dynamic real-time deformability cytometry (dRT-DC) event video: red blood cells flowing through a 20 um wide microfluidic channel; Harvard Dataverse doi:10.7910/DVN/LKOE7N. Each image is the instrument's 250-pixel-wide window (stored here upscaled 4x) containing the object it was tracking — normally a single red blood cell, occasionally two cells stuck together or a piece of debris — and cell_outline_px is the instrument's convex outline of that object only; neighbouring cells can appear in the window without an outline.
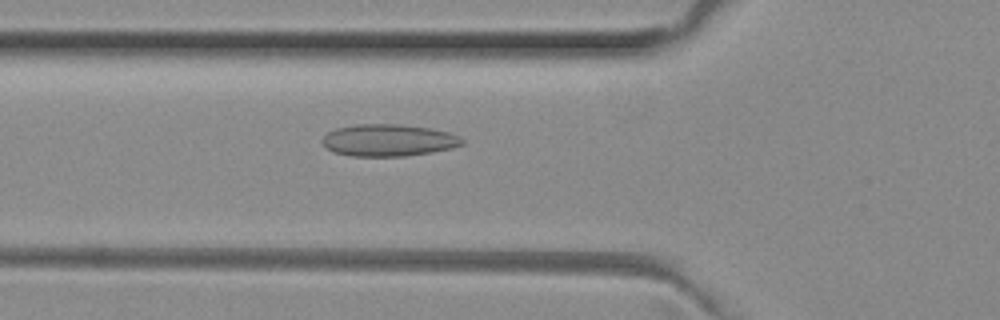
{"species": "common noctule bat (a hibernating species)", "species_latin": "Nyctalus noctula", "temperature_condition": "room temperature", "stored_images_in_passage": 39, "camera_frame_rate_fps": 3000, "um_per_image_px": 0.085, "animal": {"sex": "female", "body_mass_g": 29.2, "forearm_length_mm": 56.3}, "frame": {"image": 1, "passage_image": 9, "time_ms": 2.667, "image_size_px": [1000, 320], "cell_outline_px": [[464, 144], [452, 148], [432, 152], [404, 156], [352, 156], [332, 152], [320, 140], [328, 132], [336, 128], [356, 124], [400, 124], [432, 128], [448, 132], [460, 136], [464, 140]], "centroid_in_image_um": [33.04, 11.91], "position_along_channel_um": 92.8, "area_um2": 26.24}}
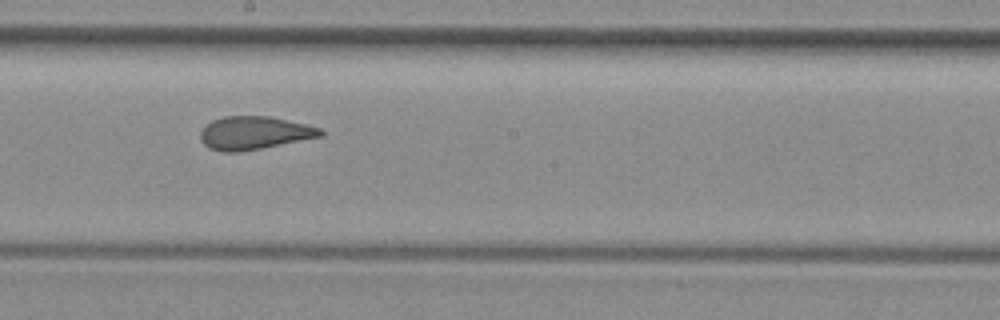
{"frame": {"image": 2, "passage_image": 19, "time_ms": 6.0, "image_size_px": [1000, 320], "cell_outline_px": [[324, 136], [260, 148], [236, 152], [220, 152], [208, 148], [200, 140], [200, 132], [212, 120], [224, 116], [268, 116], [304, 124], [320, 128], [324, 132]], "centroid_in_image_um": [21.58, 11.3], "position_along_channel_um": 226.6, "area_um2": 23.0}}
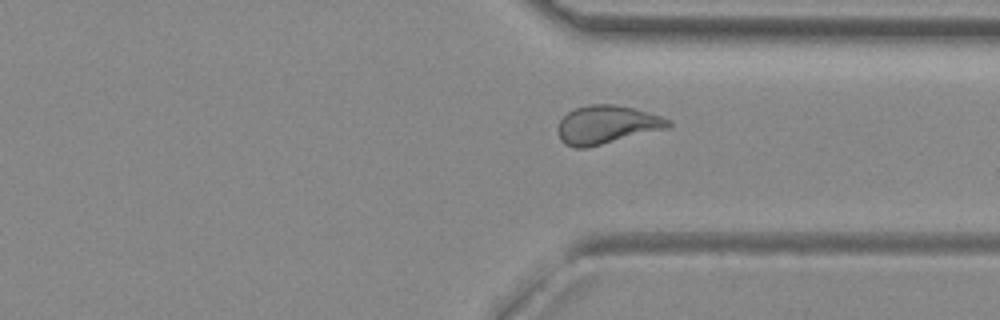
{"frame": {"image": 3, "passage_image": 29, "time_ms": 9.333, "image_size_px": [1000, 320], "cell_outline_px": [[672, 124], [668, 128], [584, 148], [576, 148], [564, 144], [560, 140], [556, 128], [560, 120], [568, 112], [576, 108], [592, 104], [616, 104], [632, 108], [660, 116], [672, 120]], "centroid_in_image_um": [51.55, 10.6], "position_along_channel_um": 359.9, "area_um2": 24.51}, "authors_computed_cell_mechanics": {"area_um2": 23.8714, "velocity_mm_per_s": 4.0025, "shape_relaxation_time_tau1_ms": null, "shape_relaxation_time_tau2_ms": 1.5098, "deformation_change_tau1": null, "deformation_change_tau2": 0.0862}}